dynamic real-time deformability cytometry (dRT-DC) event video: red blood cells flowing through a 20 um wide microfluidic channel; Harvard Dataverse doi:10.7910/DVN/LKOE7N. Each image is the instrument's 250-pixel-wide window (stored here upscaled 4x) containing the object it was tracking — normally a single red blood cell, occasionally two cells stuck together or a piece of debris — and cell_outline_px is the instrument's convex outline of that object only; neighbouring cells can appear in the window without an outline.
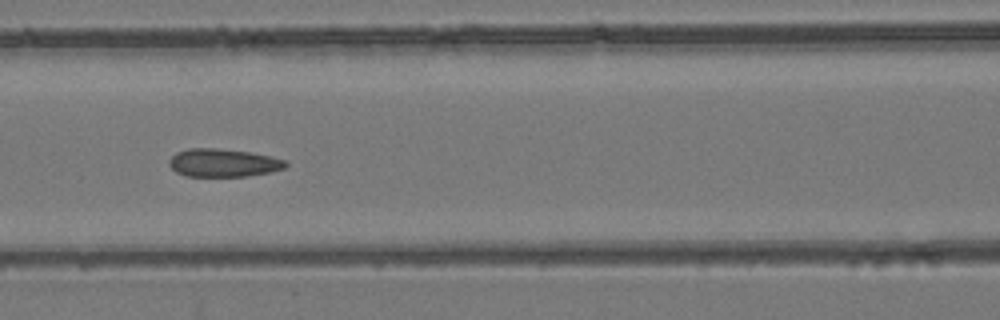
{"species": "common noctule bat (a hibernating species)", "species_latin": "Nyctalus noctula", "temperature_condition": "room temperature", "stored_images_in_passage": 8, "camera_frame_rate_fps": 3000, "um_per_image_px": 0.085, "animal": {"sex": "female", "body_mass_g": 24.6, "forearm_length_mm": 56.2}, "frame": {"image": 1, "passage_image": 6, "time_ms": 6.667, "image_size_px": [1000, 320], "cell_outline_px": [[288, 164], [284, 168], [272, 172], [248, 176], [188, 176], [176, 172], [168, 164], [168, 160], [176, 152], [188, 148], [212, 148], [248, 152], [268, 156], [284, 160]], "centroid_in_image_um": [18.94, 13.84], "position_along_channel_um": 147.7, "area_um2": 18.9}}
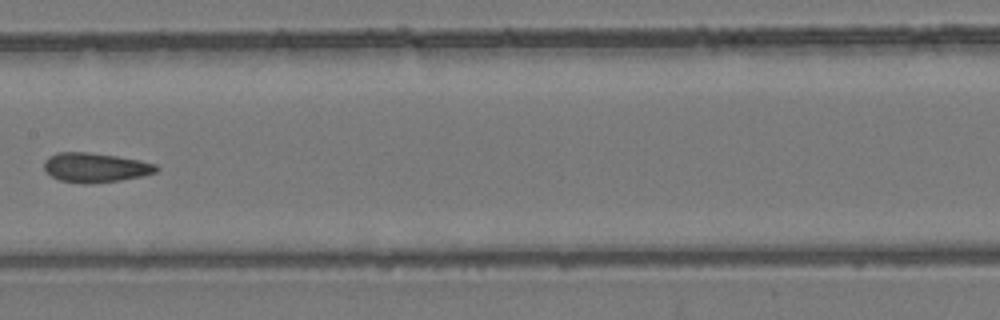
{"frame": {"image": 2, "passage_image": 7, "time_ms": 8.0, "image_size_px": [1000, 320], "cell_outline_px": [[160, 168], [156, 172], [140, 176], [120, 180], [84, 184], [60, 180], [52, 176], [44, 168], [44, 160], [48, 156], [56, 152], [88, 152], [116, 156], [140, 160], [156, 164]], "centroid_in_image_um": [8.09, 14.23], "position_along_channel_um": 199.3, "area_um2": 19.19}}
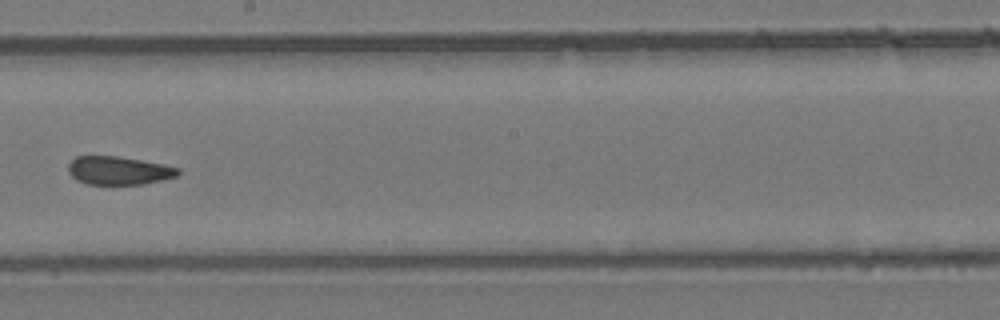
{"frame": {"image": 3, "passage_image": 8, "time_ms": 9.0, "image_size_px": [1000, 320], "cell_outline_px": [[180, 172], [176, 176], [144, 184], [88, 184], [76, 180], [68, 172], [68, 164], [76, 156], [116, 156], [164, 164], [180, 168]], "centroid_in_image_um": [10.07, 14.49], "position_along_channel_um": 238.1, "area_um2": 18.03}}